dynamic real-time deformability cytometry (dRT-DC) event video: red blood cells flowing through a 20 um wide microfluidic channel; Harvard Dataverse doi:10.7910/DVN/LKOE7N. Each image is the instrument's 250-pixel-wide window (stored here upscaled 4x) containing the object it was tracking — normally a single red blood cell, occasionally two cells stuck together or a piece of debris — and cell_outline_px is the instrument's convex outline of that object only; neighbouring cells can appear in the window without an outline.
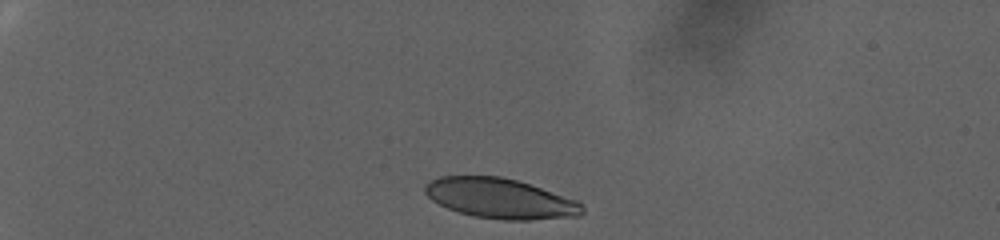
{"species": "human", "species_latin": "Homo sapiens", "temperature_condition": "warm", "stored_images_in_passage": 11, "camera_frame_rate_fps": 3000, "um_per_image_px": 0.085, "donor": {"sex": "female"}, "frame": {"image": 1, "passage_image": 1, "time_ms": 0.0, "image_size_px": [1000, 240], "cell_outline_px": [[584, 212], [580, 216], [532, 220], [504, 220], [472, 216], [448, 208], [432, 200], [424, 192], [424, 184], [440, 176], [500, 176], [516, 180], [580, 200], [584, 208]], "centroid_in_image_um": [42.56, 16.87], "position_along_channel_um": 42.4, "area_um2": 36.93}}
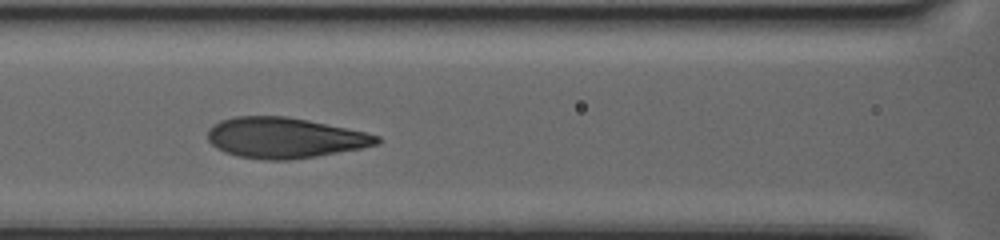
{"frame": {"image": 2, "passage_image": 7, "time_ms": 2.0, "image_size_px": [1000, 240], "cell_outline_px": [[380, 144], [360, 148], [316, 156], [288, 160], [264, 160], [236, 156], [224, 152], [216, 148], [208, 140], [208, 128], [212, 124], [220, 120], [236, 116], [288, 116], [308, 120], [364, 132], [380, 136]], "centroid_in_image_um": [24.14, 11.71], "position_along_channel_um": 142.5, "area_um2": 40.0}}
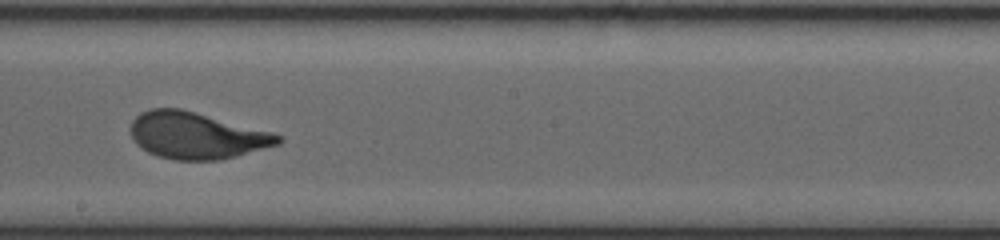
{"frame": {"image": 3, "passage_image": 10, "time_ms": 3.0, "image_size_px": [1000, 240], "cell_outline_px": [[284, 140], [280, 144], [236, 156], [220, 160], [176, 160], [156, 156], [148, 152], [136, 144], [132, 140], [132, 120], [140, 112], [152, 108], [180, 108], [272, 132], [284, 136]], "centroid_in_image_um": [16.71, 11.52], "position_along_channel_um": 231.5, "area_um2": 40.11}}